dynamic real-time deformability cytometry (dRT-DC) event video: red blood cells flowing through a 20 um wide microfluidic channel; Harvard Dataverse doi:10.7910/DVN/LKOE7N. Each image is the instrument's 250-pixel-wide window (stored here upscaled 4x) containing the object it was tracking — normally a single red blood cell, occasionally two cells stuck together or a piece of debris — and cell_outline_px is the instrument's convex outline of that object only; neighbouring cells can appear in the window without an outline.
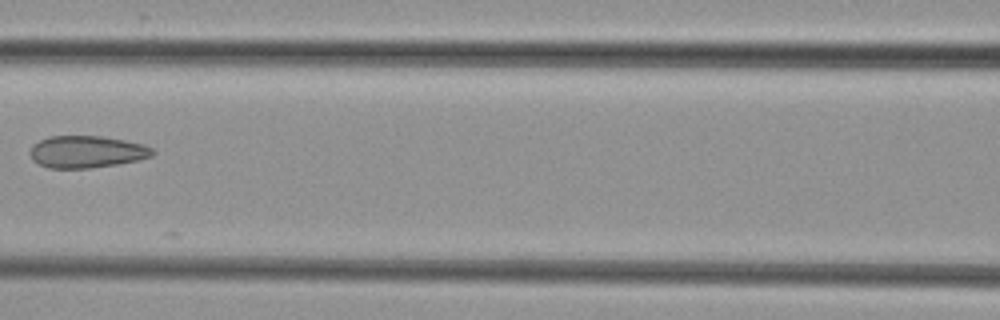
{"species": "common noctule bat (a hibernating species)", "species_latin": "Nyctalus noctula", "temperature_condition": "cold", "stored_images_in_passage": 6, "camera_frame_rate_fps": 3000, "um_per_image_px": 0.085, "animal": {"sex": "female", "body_mass_g": 29.2, "forearm_length_mm": 56.3}, "frame": {"image": 1, "passage_image": 5, "time_ms": 4.667, "image_size_px": [1000, 320], "cell_outline_px": [[156, 152], [152, 156], [140, 160], [116, 164], [88, 168], [48, 168], [32, 160], [28, 152], [32, 144], [48, 136], [100, 136], [124, 140], [144, 144], [152, 148]], "centroid_in_image_um": [7.35, 12.9], "position_along_channel_um": 159.2, "area_um2": 23.06}}
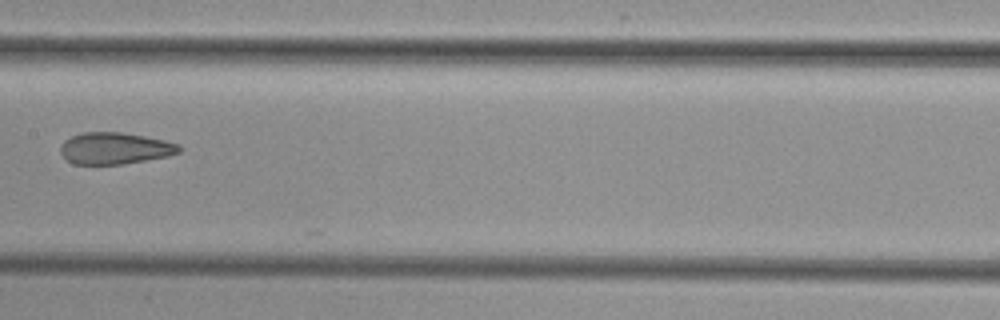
{"frame": {"image": 2, "passage_image": 6, "time_ms": 5.667, "image_size_px": [1000, 320], "cell_outline_px": [[180, 152], [168, 156], [124, 164], [72, 164], [60, 152], [60, 148], [64, 140], [72, 136], [84, 132], [120, 132], [144, 136], [164, 140], [180, 144]], "centroid_in_image_um": [9.77, 12.61], "position_along_channel_um": 197.6, "area_um2": 21.85}}